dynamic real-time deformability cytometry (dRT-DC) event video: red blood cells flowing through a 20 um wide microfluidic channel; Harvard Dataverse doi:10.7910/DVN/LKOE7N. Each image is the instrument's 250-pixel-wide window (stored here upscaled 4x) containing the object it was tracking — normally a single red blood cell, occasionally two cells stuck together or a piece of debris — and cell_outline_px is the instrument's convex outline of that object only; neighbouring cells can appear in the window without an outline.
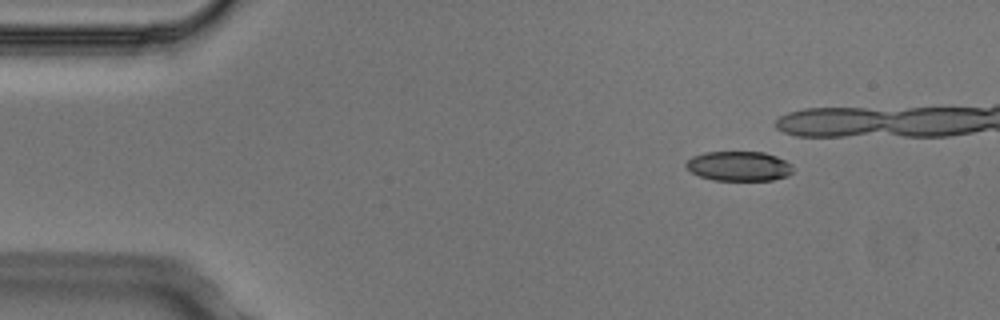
{"species": "Egyptian fruit bat (a non-hibernating species)", "species_latin": "Rousettus aegyptiacus", "temperature_condition": "cold", "stored_images_in_passage": 6, "camera_frame_rate_fps": 3000, "um_per_image_px": 0.085, "animal": {"sex": "male"}, "frame": {"image": 1, "passage_image": 2, "time_ms": 0.333, "image_size_px": [1000, 320], "cell_outline_px": [[792, 172], [788, 176], [772, 180], [712, 180], [700, 176], [692, 172], [684, 164], [692, 156], [704, 152], [764, 152], [776, 156], [792, 164]], "centroid_in_image_um": [62.81, 14.12], "position_along_channel_um": 22.2, "area_um2": 18.5}}
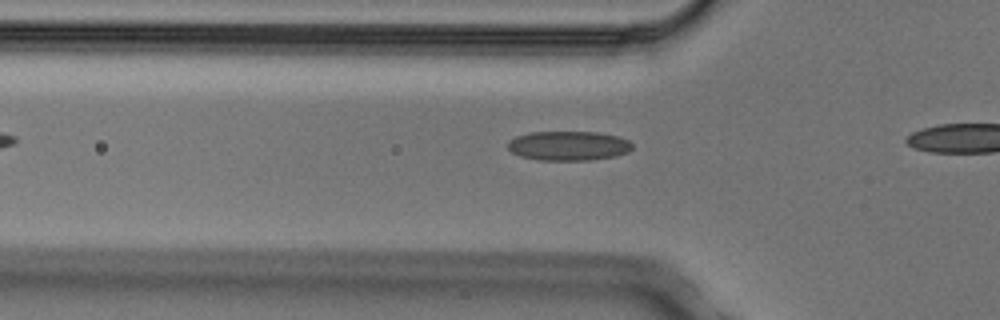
{"frame": {"image": 2, "passage_image": 6, "time_ms": 1.667, "image_size_px": [1000, 320], "cell_outline_px": [[632, 148], [628, 152], [616, 156], [588, 160], [540, 160], [520, 156], [512, 152], [508, 148], [508, 140], [516, 136], [532, 132], [596, 132], [616, 136], [628, 140], [632, 144]], "centroid_in_image_um": [48.31, 12.39], "position_along_channel_um": 77.5, "area_um2": 21.27}}